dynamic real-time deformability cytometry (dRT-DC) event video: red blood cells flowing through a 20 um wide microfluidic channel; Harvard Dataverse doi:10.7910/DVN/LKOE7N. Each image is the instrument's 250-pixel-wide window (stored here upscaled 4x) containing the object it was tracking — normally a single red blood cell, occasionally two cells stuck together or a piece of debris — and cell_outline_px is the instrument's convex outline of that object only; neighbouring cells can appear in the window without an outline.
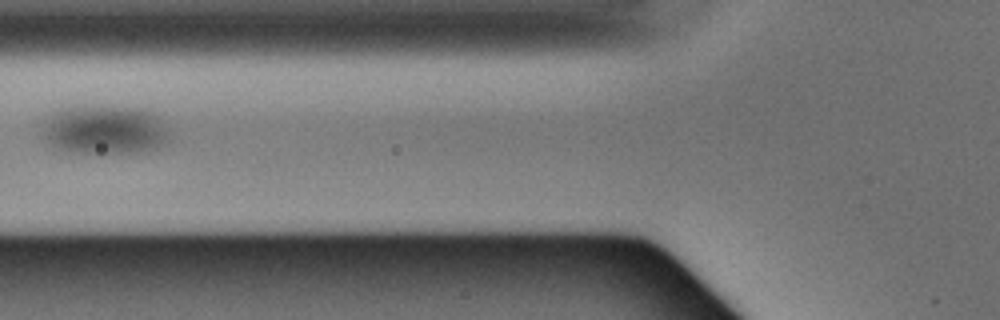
{"species": "Egyptian fruit bat (a non-hibernating species)", "species_latin": "Rousettus aegyptiacus", "temperature_condition": "warm", "stored_images_in_passage": 3, "camera_frame_rate_fps": 3000, "um_per_image_px": 0.085, "animal": {"sex": "male"}, "frame": {"image": 1, "passage_image": 2, "time_ms": 0.333, "image_size_px": [1000, 320], "cell_outline_px": [[168, 140], [152, 148], [136, 152], [80, 152], [60, 148], [48, 144], [44, 136], [44, 128], [52, 116], [56, 112], [64, 108], [140, 108], [152, 112], [156, 116]], "centroid_in_image_um": [8.88, 11.05], "position_along_channel_um": 116.9, "area_um2": 33.93}}
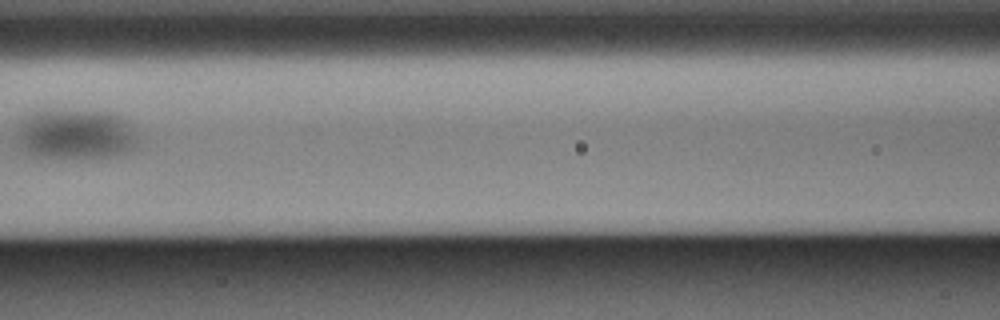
{"frame": {"image": 2, "passage_image": 3, "time_ms": 0.667, "image_size_px": [1000, 320], "cell_outline_px": [[132, 144], [128, 148], [120, 152], [108, 156], [36, 156], [20, 148], [16, 140], [16, 132], [24, 120], [32, 112], [104, 112], [116, 116], [124, 120], [132, 136]], "centroid_in_image_um": [6.25, 11.41], "position_along_channel_um": 160.4, "area_um2": 32.77}}